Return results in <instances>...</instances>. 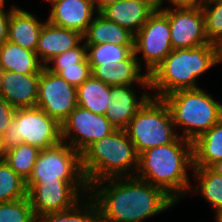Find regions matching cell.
<instances>
[{"label":"cell","instance_id":"obj_1","mask_svg":"<svg viewBox=\"0 0 222 222\" xmlns=\"http://www.w3.org/2000/svg\"><path fill=\"white\" fill-rule=\"evenodd\" d=\"M88 194L98 206L100 222H143L177 204L163 189L135 176L92 183Z\"/></svg>","mask_w":222,"mask_h":222},{"label":"cell","instance_id":"obj_2","mask_svg":"<svg viewBox=\"0 0 222 222\" xmlns=\"http://www.w3.org/2000/svg\"><path fill=\"white\" fill-rule=\"evenodd\" d=\"M188 167L193 169L192 142L178 136L169 144L140 153L135 177L163 189L178 203L191 187Z\"/></svg>","mask_w":222,"mask_h":222},{"label":"cell","instance_id":"obj_3","mask_svg":"<svg viewBox=\"0 0 222 222\" xmlns=\"http://www.w3.org/2000/svg\"><path fill=\"white\" fill-rule=\"evenodd\" d=\"M220 62V46L173 49L149 74L152 97L163 99L178 90L197 89V78Z\"/></svg>","mask_w":222,"mask_h":222},{"label":"cell","instance_id":"obj_4","mask_svg":"<svg viewBox=\"0 0 222 222\" xmlns=\"http://www.w3.org/2000/svg\"><path fill=\"white\" fill-rule=\"evenodd\" d=\"M80 157L83 175L90 186L103 179L134 177L139 154L125 130H115L90 144Z\"/></svg>","mask_w":222,"mask_h":222},{"label":"cell","instance_id":"obj_5","mask_svg":"<svg viewBox=\"0 0 222 222\" xmlns=\"http://www.w3.org/2000/svg\"><path fill=\"white\" fill-rule=\"evenodd\" d=\"M176 127L193 142L222 118V104L202 88L178 90L165 96Z\"/></svg>","mask_w":222,"mask_h":222},{"label":"cell","instance_id":"obj_6","mask_svg":"<svg viewBox=\"0 0 222 222\" xmlns=\"http://www.w3.org/2000/svg\"><path fill=\"white\" fill-rule=\"evenodd\" d=\"M174 128L168 104L161 98L151 96L130 120L125 132L140 154L169 144L181 136Z\"/></svg>","mask_w":222,"mask_h":222},{"label":"cell","instance_id":"obj_7","mask_svg":"<svg viewBox=\"0 0 222 222\" xmlns=\"http://www.w3.org/2000/svg\"><path fill=\"white\" fill-rule=\"evenodd\" d=\"M61 141V125L35 106L16 108L14 120L2 136V147L6 152L24 142L43 150Z\"/></svg>","mask_w":222,"mask_h":222},{"label":"cell","instance_id":"obj_8","mask_svg":"<svg viewBox=\"0 0 222 222\" xmlns=\"http://www.w3.org/2000/svg\"><path fill=\"white\" fill-rule=\"evenodd\" d=\"M37 182H86L80 153L63 141L41 150L26 181L27 191Z\"/></svg>","mask_w":222,"mask_h":222},{"label":"cell","instance_id":"obj_9","mask_svg":"<svg viewBox=\"0 0 222 222\" xmlns=\"http://www.w3.org/2000/svg\"><path fill=\"white\" fill-rule=\"evenodd\" d=\"M172 50L168 16L162 10L155 11L135 34L134 53L136 56L142 54L143 60L137 59L140 66L144 63L146 73L150 74Z\"/></svg>","mask_w":222,"mask_h":222},{"label":"cell","instance_id":"obj_10","mask_svg":"<svg viewBox=\"0 0 222 222\" xmlns=\"http://www.w3.org/2000/svg\"><path fill=\"white\" fill-rule=\"evenodd\" d=\"M87 193V182H37L27 191V196L38 218L74 207Z\"/></svg>","mask_w":222,"mask_h":222},{"label":"cell","instance_id":"obj_11","mask_svg":"<svg viewBox=\"0 0 222 222\" xmlns=\"http://www.w3.org/2000/svg\"><path fill=\"white\" fill-rule=\"evenodd\" d=\"M77 106L76 87L44 66L40 73L36 107L61 125Z\"/></svg>","mask_w":222,"mask_h":222},{"label":"cell","instance_id":"obj_12","mask_svg":"<svg viewBox=\"0 0 222 222\" xmlns=\"http://www.w3.org/2000/svg\"><path fill=\"white\" fill-rule=\"evenodd\" d=\"M115 130L105 115L77 106L61 124V139L81 154L90 144Z\"/></svg>","mask_w":222,"mask_h":222},{"label":"cell","instance_id":"obj_13","mask_svg":"<svg viewBox=\"0 0 222 222\" xmlns=\"http://www.w3.org/2000/svg\"><path fill=\"white\" fill-rule=\"evenodd\" d=\"M169 19L173 49L196 48L210 43L201 6L161 9Z\"/></svg>","mask_w":222,"mask_h":222},{"label":"cell","instance_id":"obj_14","mask_svg":"<svg viewBox=\"0 0 222 222\" xmlns=\"http://www.w3.org/2000/svg\"><path fill=\"white\" fill-rule=\"evenodd\" d=\"M146 91L139 98L132 85L110 86L105 117L116 130H125L137 111L151 97Z\"/></svg>","mask_w":222,"mask_h":222},{"label":"cell","instance_id":"obj_15","mask_svg":"<svg viewBox=\"0 0 222 222\" xmlns=\"http://www.w3.org/2000/svg\"><path fill=\"white\" fill-rule=\"evenodd\" d=\"M47 21L51 24L74 30L84 35L97 10L94 0H50Z\"/></svg>","mask_w":222,"mask_h":222},{"label":"cell","instance_id":"obj_16","mask_svg":"<svg viewBox=\"0 0 222 222\" xmlns=\"http://www.w3.org/2000/svg\"><path fill=\"white\" fill-rule=\"evenodd\" d=\"M40 73L21 74L0 70V96L15 108L35 107Z\"/></svg>","mask_w":222,"mask_h":222},{"label":"cell","instance_id":"obj_17","mask_svg":"<svg viewBox=\"0 0 222 222\" xmlns=\"http://www.w3.org/2000/svg\"><path fill=\"white\" fill-rule=\"evenodd\" d=\"M91 74L110 86L139 85L150 89L149 74H141L143 69L135 53L128 59L101 65H90Z\"/></svg>","mask_w":222,"mask_h":222},{"label":"cell","instance_id":"obj_18","mask_svg":"<svg viewBox=\"0 0 222 222\" xmlns=\"http://www.w3.org/2000/svg\"><path fill=\"white\" fill-rule=\"evenodd\" d=\"M83 41V35L79 32L45 20L35 52L41 63L46 66L55 56L77 47Z\"/></svg>","mask_w":222,"mask_h":222},{"label":"cell","instance_id":"obj_19","mask_svg":"<svg viewBox=\"0 0 222 222\" xmlns=\"http://www.w3.org/2000/svg\"><path fill=\"white\" fill-rule=\"evenodd\" d=\"M38 20L36 15L16 7L10 15L8 41L35 52L40 32L45 23Z\"/></svg>","mask_w":222,"mask_h":222},{"label":"cell","instance_id":"obj_20","mask_svg":"<svg viewBox=\"0 0 222 222\" xmlns=\"http://www.w3.org/2000/svg\"><path fill=\"white\" fill-rule=\"evenodd\" d=\"M152 13L147 5L134 0H118L100 12L106 19L126 28L134 35Z\"/></svg>","mask_w":222,"mask_h":222},{"label":"cell","instance_id":"obj_21","mask_svg":"<svg viewBox=\"0 0 222 222\" xmlns=\"http://www.w3.org/2000/svg\"><path fill=\"white\" fill-rule=\"evenodd\" d=\"M134 38L135 35L129 30L106 19L99 12L96 13V16L83 35L85 45L109 43L121 46H134Z\"/></svg>","mask_w":222,"mask_h":222},{"label":"cell","instance_id":"obj_22","mask_svg":"<svg viewBox=\"0 0 222 222\" xmlns=\"http://www.w3.org/2000/svg\"><path fill=\"white\" fill-rule=\"evenodd\" d=\"M44 65L36 52L25 49L10 41L0 45V70L21 74L41 73Z\"/></svg>","mask_w":222,"mask_h":222},{"label":"cell","instance_id":"obj_23","mask_svg":"<svg viewBox=\"0 0 222 222\" xmlns=\"http://www.w3.org/2000/svg\"><path fill=\"white\" fill-rule=\"evenodd\" d=\"M193 167H211L222 160V118L192 142Z\"/></svg>","mask_w":222,"mask_h":222},{"label":"cell","instance_id":"obj_24","mask_svg":"<svg viewBox=\"0 0 222 222\" xmlns=\"http://www.w3.org/2000/svg\"><path fill=\"white\" fill-rule=\"evenodd\" d=\"M194 180L198 182L191 185L189 192L198 193L205 198L215 210V219L222 216V175L214 172L210 167H193ZM195 186V187H194Z\"/></svg>","mask_w":222,"mask_h":222},{"label":"cell","instance_id":"obj_25","mask_svg":"<svg viewBox=\"0 0 222 222\" xmlns=\"http://www.w3.org/2000/svg\"><path fill=\"white\" fill-rule=\"evenodd\" d=\"M77 103L79 107L105 115L110 93V85L95 78L92 74L77 88Z\"/></svg>","mask_w":222,"mask_h":222},{"label":"cell","instance_id":"obj_26","mask_svg":"<svg viewBox=\"0 0 222 222\" xmlns=\"http://www.w3.org/2000/svg\"><path fill=\"white\" fill-rule=\"evenodd\" d=\"M37 222H100L99 210L95 200L88 194L85 202L83 198L68 210L43 214L37 218Z\"/></svg>","mask_w":222,"mask_h":222},{"label":"cell","instance_id":"obj_27","mask_svg":"<svg viewBox=\"0 0 222 222\" xmlns=\"http://www.w3.org/2000/svg\"><path fill=\"white\" fill-rule=\"evenodd\" d=\"M41 149L36 146L22 143L5 152L6 163L25 181L32 174L33 167Z\"/></svg>","mask_w":222,"mask_h":222},{"label":"cell","instance_id":"obj_28","mask_svg":"<svg viewBox=\"0 0 222 222\" xmlns=\"http://www.w3.org/2000/svg\"><path fill=\"white\" fill-rule=\"evenodd\" d=\"M27 197L26 181L5 160L0 161V203Z\"/></svg>","mask_w":222,"mask_h":222},{"label":"cell","instance_id":"obj_29","mask_svg":"<svg viewBox=\"0 0 222 222\" xmlns=\"http://www.w3.org/2000/svg\"><path fill=\"white\" fill-rule=\"evenodd\" d=\"M89 65L109 64L128 59L134 53V46L109 43L86 45Z\"/></svg>","mask_w":222,"mask_h":222},{"label":"cell","instance_id":"obj_30","mask_svg":"<svg viewBox=\"0 0 222 222\" xmlns=\"http://www.w3.org/2000/svg\"><path fill=\"white\" fill-rule=\"evenodd\" d=\"M0 222H37L28 196L0 203Z\"/></svg>","mask_w":222,"mask_h":222},{"label":"cell","instance_id":"obj_31","mask_svg":"<svg viewBox=\"0 0 222 222\" xmlns=\"http://www.w3.org/2000/svg\"><path fill=\"white\" fill-rule=\"evenodd\" d=\"M205 31L210 43L222 45V0L201 5Z\"/></svg>","mask_w":222,"mask_h":222},{"label":"cell","instance_id":"obj_32","mask_svg":"<svg viewBox=\"0 0 222 222\" xmlns=\"http://www.w3.org/2000/svg\"><path fill=\"white\" fill-rule=\"evenodd\" d=\"M49 71L59 74L76 88L91 76L89 62H80L70 66H45Z\"/></svg>","mask_w":222,"mask_h":222},{"label":"cell","instance_id":"obj_33","mask_svg":"<svg viewBox=\"0 0 222 222\" xmlns=\"http://www.w3.org/2000/svg\"><path fill=\"white\" fill-rule=\"evenodd\" d=\"M82 44L55 56L47 65L52 63V66H70L80 62H88L87 47L85 43Z\"/></svg>","mask_w":222,"mask_h":222},{"label":"cell","instance_id":"obj_34","mask_svg":"<svg viewBox=\"0 0 222 222\" xmlns=\"http://www.w3.org/2000/svg\"><path fill=\"white\" fill-rule=\"evenodd\" d=\"M15 112L16 108L0 96V137L5 134L8 126L14 120Z\"/></svg>","mask_w":222,"mask_h":222},{"label":"cell","instance_id":"obj_35","mask_svg":"<svg viewBox=\"0 0 222 222\" xmlns=\"http://www.w3.org/2000/svg\"><path fill=\"white\" fill-rule=\"evenodd\" d=\"M5 4H0V45L8 40V24L10 20L11 12L18 6L12 5L11 9L5 12Z\"/></svg>","mask_w":222,"mask_h":222},{"label":"cell","instance_id":"obj_36","mask_svg":"<svg viewBox=\"0 0 222 222\" xmlns=\"http://www.w3.org/2000/svg\"><path fill=\"white\" fill-rule=\"evenodd\" d=\"M165 2L170 3L174 8L182 7H198L201 6V0H162V4Z\"/></svg>","mask_w":222,"mask_h":222},{"label":"cell","instance_id":"obj_37","mask_svg":"<svg viewBox=\"0 0 222 222\" xmlns=\"http://www.w3.org/2000/svg\"><path fill=\"white\" fill-rule=\"evenodd\" d=\"M147 5L153 12L163 9L162 0H134Z\"/></svg>","mask_w":222,"mask_h":222},{"label":"cell","instance_id":"obj_38","mask_svg":"<svg viewBox=\"0 0 222 222\" xmlns=\"http://www.w3.org/2000/svg\"><path fill=\"white\" fill-rule=\"evenodd\" d=\"M118 0H94V5L97 12H101L105 7L114 4Z\"/></svg>","mask_w":222,"mask_h":222},{"label":"cell","instance_id":"obj_39","mask_svg":"<svg viewBox=\"0 0 222 222\" xmlns=\"http://www.w3.org/2000/svg\"><path fill=\"white\" fill-rule=\"evenodd\" d=\"M210 168L217 174L222 175V160L217 161Z\"/></svg>","mask_w":222,"mask_h":222},{"label":"cell","instance_id":"obj_40","mask_svg":"<svg viewBox=\"0 0 222 222\" xmlns=\"http://www.w3.org/2000/svg\"><path fill=\"white\" fill-rule=\"evenodd\" d=\"M5 157V151L2 147V137H0V161H3Z\"/></svg>","mask_w":222,"mask_h":222},{"label":"cell","instance_id":"obj_41","mask_svg":"<svg viewBox=\"0 0 222 222\" xmlns=\"http://www.w3.org/2000/svg\"><path fill=\"white\" fill-rule=\"evenodd\" d=\"M215 1H219V0H201V3L203 5V4L212 3V2H215Z\"/></svg>","mask_w":222,"mask_h":222},{"label":"cell","instance_id":"obj_42","mask_svg":"<svg viewBox=\"0 0 222 222\" xmlns=\"http://www.w3.org/2000/svg\"><path fill=\"white\" fill-rule=\"evenodd\" d=\"M220 62H222V45L220 46Z\"/></svg>","mask_w":222,"mask_h":222},{"label":"cell","instance_id":"obj_43","mask_svg":"<svg viewBox=\"0 0 222 222\" xmlns=\"http://www.w3.org/2000/svg\"><path fill=\"white\" fill-rule=\"evenodd\" d=\"M216 222H222V216L219 219H215Z\"/></svg>","mask_w":222,"mask_h":222},{"label":"cell","instance_id":"obj_44","mask_svg":"<svg viewBox=\"0 0 222 222\" xmlns=\"http://www.w3.org/2000/svg\"><path fill=\"white\" fill-rule=\"evenodd\" d=\"M0 4H5V0H0Z\"/></svg>","mask_w":222,"mask_h":222}]
</instances>
